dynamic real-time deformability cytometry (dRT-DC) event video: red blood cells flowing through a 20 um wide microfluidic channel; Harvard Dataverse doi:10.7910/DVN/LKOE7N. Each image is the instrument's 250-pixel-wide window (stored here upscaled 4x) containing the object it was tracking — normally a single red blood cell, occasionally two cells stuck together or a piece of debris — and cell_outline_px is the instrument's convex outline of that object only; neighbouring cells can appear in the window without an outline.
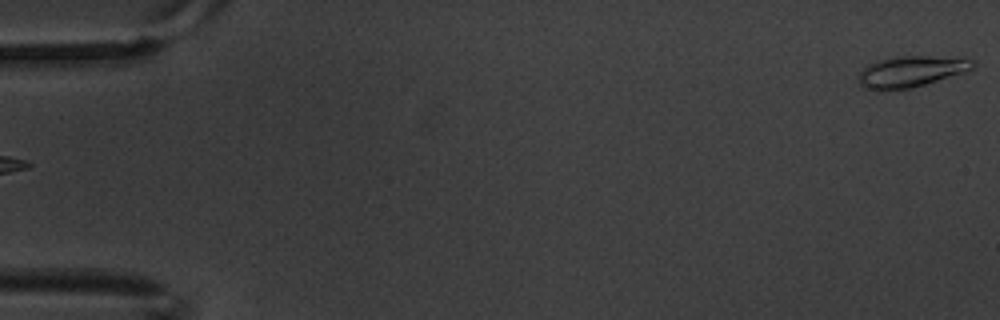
{"species": "common noctule bat (a hibernating species)", "species_latin": "Nyctalus noctula", "temperature_condition": "warm", "stored_images_in_passage": 5, "camera_frame_rate_fps": 3000, "um_per_image_px": 0.085, "animal": {"sex": "male", "body_mass_g": 20.1, "forearm_length_mm": 53.5}, "frame": {"image": 1, "passage_image": 5, "time_ms": 1.333, "image_size_px": [1000, 320], "cell_outline_px": [[976, 64], [972, 68], [964, 72], [912, 88], [876, 92], [860, 88], [860, 72], [868, 64], [876, 60], [892, 56], [964, 56], [976, 60]], "centroid_in_image_um": [77.45, 6.07], "position_along_channel_um": 7.6, "area_um2": 21.44}}